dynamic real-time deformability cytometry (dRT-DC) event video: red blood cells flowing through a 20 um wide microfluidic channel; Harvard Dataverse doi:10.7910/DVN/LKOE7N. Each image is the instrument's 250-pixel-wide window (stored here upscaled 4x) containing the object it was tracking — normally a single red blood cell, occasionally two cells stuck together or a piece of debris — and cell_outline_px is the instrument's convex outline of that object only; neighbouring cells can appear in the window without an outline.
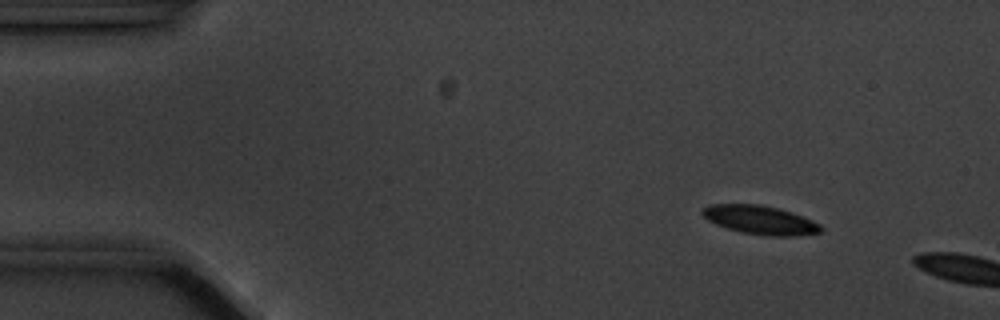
{"species": "common noctule bat (a hibernating species)", "species_latin": "Nyctalus noctula", "temperature_condition": "cold", "stored_images_in_passage": 4, "camera_frame_rate_fps": 3000, "um_per_image_px": 0.085, "animal": {"sex": "male", "body_mass_g": 20.1, "forearm_length_mm": 53.5}, "frame": {"image": 1, "passage_image": 2, "time_ms": 1.0, "image_size_px": [1000, 320], "cell_outline_px": [[824, 228], [820, 232], [796, 236], [764, 236], [740, 232], [716, 224], [708, 220], [700, 212], [708, 204], [760, 204], [776, 208], [812, 220], [820, 224]], "centroid_in_image_um": [64.6, 18.71], "position_along_channel_um": 20.4, "area_um2": 19.71}}